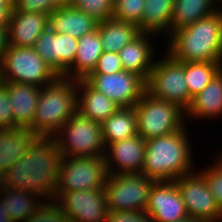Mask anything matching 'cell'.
Listing matches in <instances>:
<instances>
[{
	"label": "cell",
	"instance_id": "obj_22",
	"mask_svg": "<svg viewBox=\"0 0 222 222\" xmlns=\"http://www.w3.org/2000/svg\"><path fill=\"white\" fill-rule=\"evenodd\" d=\"M192 119H215L222 116V69L207 86L192 98L185 117Z\"/></svg>",
	"mask_w": 222,
	"mask_h": 222
},
{
	"label": "cell",
	"instance_id": "obj_6",
	"mask_svg": "<svg viewBox=\"0 0 222 222\" xmlns=\"http://www.w3.org/2000/svg\"><path fill=\"white\" fill-rule=\"evenodd\" d=\"M63 157L105 156L101 124L77 111L52 137Z\"/></svg>",
	"mask_w": 222,
	"mask_h": 222
},
{
	"label": "cell",
	"instance_id": "obj_2",
	"mask_svg": "<svg viewBox=\"0 0 222 222\" xmlns=\"http://www.w3.org/2000/svg\"><path fill=\"white\" fill-rule=\"evenodd\" d=\"M168 38L166 52L179 62H222V9Z\"/></svg>",
	"mask_w": 222,
	"mask_h": 222
},
{
	"label": "cell",
	"instance_id": "obj_46",
	"mask_svg": "<svg viewBox=\"0 0 222 222\" xmlns=\"http://www.w3.org/2000/svg\"><path fill=\"white\" fill-rule=\"evenodd\" d=\"M0 222H14L11 218H8L6 220H0Z\"/></svg>",
	"mask_w": 222,
	"mask_h": 222
},
{
	"label": "cell",
	"instance_id": "obj_34",
	"mask_svg": "<svg viewBox=\"0 0 222 222\" xmlns=\"http://www.w3.org/2000/svg\"><path fill=\"white\" fill-rule=\"evenodd\" d=\"M200 173L204 176L209 190L222 210V160L218 157L211 166L209 164L208 167L200 169Z\"/></svg>",
	"mask_w": 222,
	"mask_h": 222
},
{
	"label": "cell",
	"instance_id": "obj_18",
	"mask_svg": "<svg viewBox=\"0 0 222 222\" xmlns=\"http://www.w3.org/2000/svg\"><path fill=\"white\" fill-rule=\"evenodd\" d=\"M38 138L29 128L0 130V177L27 153Z\"/></svg>",
	"mask_w": 222,
	"mask_h": 222
},
{
	"label": "cell",
	"instance_id": "obj_14",
	"mask_svg": "<svg viewBox=\"0 0 222 222\" xmlns=\"http://www.w3.org/2000/svg\"><path fill=\"white\" fill-rule=\"evenodd\" d=\"M145 213L152 222H176L188 217L185 203L174 181L153 183Z\"/></svg>",
	"mask_w": 222,
	"mask_h": 222
},
{
	"label": "cell",
	"instance_id": "obj_47",
	"mask_svg": "<svg viewBox=\"0 0 222 222\" xmlns=\"http://www.w3.org/2000/svg\"><path fill=\"white\" fill-rule=\"evenodd\" d=\"M220 155H218V157L222 160V153H219Z\"/></svg>",
	"mask_w": 222,
	"mask_h": 222
},
{
	"label": "cell",
	"instance_id": "obj_28",
	"mask_svg": "<svg viewBox=\"0 0 222 222\" xmlns=\"http://www.w3.org/2000/svg\"><path fill=\"white\" fill-rule=\"evenodd\" d=\"M103 50L119 52L126 44L132 42L141 32L133 23L122 22L114 18L98 23Z\"/></svg>",
	"mask_w": 222,
	"mask_h": 222
},
{
	"label": "cell",
	"instance_id": "obj_31",
	"mask_svg": "<svg viewBox=\"0 0 222 222\" xmlns=\"http://www.w3.org/2000/svg\"><path fill=\"white\" fill-rule=\"evenodd\" d=\"M78 39L70 35L57 33V74L62 76L73 64Z\"/></svg>",
	"mask_w": 222,
	"mask_h": 222
},
{
	"label": "cell",
	"instance_id": "obj_36",
	"mask_svg": "<svg viewBox=\"0 0 222 222\" xmlns=\"http://www.w3.org/2000/svg\"><path fill=\"white\" fill-rule=\"evenodd\" d=\"M59 7L57 0H15L12 11L37 12L49 15Z\"/></svg>",
	"mask_w": 222,
	"mask_h": 222
},
{
	"label": "cell",
	"instance_id": "obj_39",
	"mask_svg": "<svg viewBox=\"0 0 222 222\" xmlns=\"http://www.w3.org/2000/svg\"><path fill=\"white\" fill-rule=\"evenodd\" d=\"M106 222H152L145 211H108Z\"/></svg>",
	"mask_w": 222,
	"mask_h": 222
},
{
	"label": "cell",
	"instance_id": "obj_25",
	"mask_svg": "<svg viewBox=\"0 0 222 222\" xmlns=\"http://www.w3.org/2000/svg\"><path fill=\"white\" fill-rule=\"evenodd\" d=\"M174 2L175 0H145L140 32L158 37L166 32L170 36Z\"/></svg>",
	"mask_w": 222,
	"mask_h": 222
},
{
	"label": "cell",
	"instance_id": "obj_1",
	"mask_svg": "<svg viewBox=\"0 0 222 222\" xmlns=\"http://www.w3.org/2000/svg\"><path fill=\"white\" fill-rule=\"evenodd\" d=\"M62 153L53 138L39 137L27 153L0 177V186L33 193L53 201Z\"/></svg>",
	"mask_w": 222,
	"mask_h": 222
},
{
	"label": "cell",
	"instance_id": "obj_35",
	"mask_svg": "<svg viewBox=\"0 0 222 222\" xmlns=\"http://www.w3.org/2000/svg\"><path fill=\"white\" fill-rule=\"evenodd\" d=\"M24 222H71L54 202H45L39 210Z\"/></svg>",
	"mask_w": 222,
	"mask_h": 222
},
{
	"label": "cell",
	"instance_id": "obj_38",
	"mask_svg": "<svg viewBox=\"0 0 222 222\" xmlns=\"http://www.w3.org/2000/svg\"><path fill=\"white\" fill-rule=\"evenodd\" d=\"M7 86L0 81V130L15 128Z\"/></svg>",
	"mask_w": 222,
	"mask_h": 222
},
{
	"label": "cell",
	"instance_id": "obj_33",
	"mask_svg": "<svg viewBox=\"0 0 222 222\" xmlns=\"http://www.w3.org/2000/svg\"><path fill=\"white\" fill-rule=\"evenodd\" d=\"M73 6L97 22L113 18V0H76Z\"/></svg>",
	"mask_w": 222,
	"mask_h": 222
},
{
	"label": "cell",
	"instance_id": "obj_41",
	"mask_svg": "<svg viewBox=\"0 0 222 222\" xmlns=\"http://www.w3.org/2000/svg\"><path fill=\"white\" fill-rule=\"evenodd\" d=\"M11 11L12 10L7 5L0 4V26H8Z\"/></svg>",
	"mask_w": 222,
	"mask_h": 222
},
{
	"label": "cell",
	"instance_id": "obj_43",
	"mask_svg": "<svg viewBox=\"0 0 222 222\" xmlns=\"http://www.w3.org/2000/svg\"><path fill=\"white\" fill-rule=\"evenodd\" d=\"M176 222H211V221H208L206 219H199V218H194V217H186L184 219H181L179 221H176Z\"/></svg>",
	"mask_w": 222,
	"mask_h": 222
},
{
	"label": "cell",
	"instance_id": "obj_44",
	"mask_svg": "<svg viewBox=\"0 0 222 222\" xmlns=\"http://www.w3.org/2000/svg\"><path fill=\"white\" fill-rule=\"evenodd\" d=\"M60 6H72L76 0H57Z\"/></svg>",
	"mask_w": 222,
	"mask_h": 222
},
{
	"label": "cell",
	"instance_id": "obj_29",
	"mask_svg": "<svg viewBox=\"0 0 222 222\" xmlns=\"http://www.w3.org/2000/svg\"><path fill=\"white\" fill-rule=\"evenodd\" d=\"M222 69V62H185V78L189 95L193 98Z\"/></svg>",
	"mask_w": 222,
	"mask_h": 222
},
{
	"label": "cell",
	"instance_id": "obj_27",
	"mask_svg": "<svg viewBox=\"0 0 222 222\" xmlns=\"http://www.w3.org/2000/svg\"><path fill=\"white\" fill-rule=\"evenodd\" d=\"M218 3V0H175L170 35L182 27L194 24L199 19L215 13L220 9Z\"/></svg>",
	"mask_w": 222,
	"mask_h": 222
},
{
	"label": "cell",
	"instance_id": "obj_45",
	"mask_svg": "<svg viewBox=\"0 0 222 222\" xmlns=\"http://www.w3.org/2000/svg\"><path fill=\"white\" fill-rule=\"evenodd\" d=\"M0 4H5L12 10L15 6V0H0Z\"/></svg>",
	"mask_w": 222,
	"mask_h": 222
},
{
	"label": "cell",
	"instance_id": "obj_40",
	"mask_svg": "<svg viewBox=\"0 0 222 222\" xmlns=\"http://www.w3.org/2000/svg\"><path fill=\"white\" fill-rule=\"evenodd\" d=\"M8 45V26H0V59Z\"/></svg>",
	"mask_w": 222,
	"mask_h": 222
},
{
	"label": "cell",
	"instance_id": "obj_17",
	"mask_svg": "<svg viewBox=\"0 0 222 222\" xmlns=\"http://www.w3.org/2000/svg\"><path fill=\"white\" fill-rule=\"evenodd\" d=\"M3 83L7 86L13 110V124L16 127L29 128L33 122L42 86L16 82Z\"/></svg>",
	"mask_w": 222,
	"mask_h": 222
},
{
	"label": "cell",
	"instance_id": "obj_15",
	"mask_svg": "<svg viewBox=\"0 0 222 222\" xmlns=\"http://www.w3.org/2000/svg\"><path fill=\"white\" fill-rule=\"evenodd\" d=\"M145 142L146 141L137 134L131 138L110 143L106 147L105 153L108 173H141L144 165Z\"/></svg>",
	"mask_w": 222,
	"mask_h": 222
},
{
	"label": "cell",
	"instance_id": "obj_21",
	"mask_svg": "<svg viewBox=\"0 0 222 222\" xmlns=\"http://www.w3.org/2000/svg\"><path fill=\"white\" fill-rule=\"evenodd\" d=\"M151 35L155 37L154 34L141 33L118 52L123 69L137 73L145 80L148 79L155 63L153 61L155 58L154 45L149 40Z\"/></svg>",
	"mask_w": 222,
	"mask_h": 222
},
{
	"label": "cell",
	"instance_id": "obj_8",
	"mask_svg": "<svg viewBox=\"0 0 222 222\" xmlns=\"http://www.w3.org/2000/svg\"><path fill=\"white\" fill-rule=\"evenodd\" d=\"M155 61L146 80V91L156 98L179 105L186 111L192 97L189 95L185 78V62H179L165 52Z\"/></svg>",
	"mask_w": 222,
	"mask_h": 222
},
{
	"label": "cell",
	"instance_id": "obj_37",
	"mask_svg": "<svg viewBox=\"0 0 222 222\" xmlns=\"http://www.w3.org/2000/svg\"><path fill=\"white\" fill-rule=\"evenodd\" d=\"M124 70L117 52L103 51L91 74H113Z\"/></svg>",
	"mask_w": 222,
	"mask_h": 222
},
{
	"label": "cell",
	"instance_id": "obj_5",
	"mask_svg": "<svg viewBox=\"0 0 222 222\" xmlns=\"http://www.w3.org/2000/svg\"><path fill=\"white\" fill-rule=\"evenodd\" d=\"M138 134L145 140L166 136L184 127L185 110L147 91L134 105Z\"/></svg>",
	"mask_w": 222,
	"mask_h": 222
},
{
	"label": "cell",
	"instance_id": "obj_24",
	"mask_svg": "<svg viewBox=\"0 0 222 222\" xmlns=\"http://www.w3.org/2000/svg\"><path fill=\"white\" fill-rule=\"evenodd\" d=\"M105 147L115 141L131 138L138 134L134 107H119L101 123Z\"/></svg>",
	"mask_w": 222,
	"mask_h": 222
},
{
	"label": "cell",
	"instance_id": "obj_12",
	"mask_svg": "<svg viewBox=\"0 0 222 222\" xmlns=\"http://www.w3.org/2000/svg\"><path fill=\"white\" fill-rule=\"evenodd\" d=\"M85 80L119 107H134L146 91V80L126 70L113 74H90Z\"/></svg>",
	"mask_w": 222,
	"mask_h": 222
},
{
	"label": "cell",
	"instance_id": "obj_10",
	"mask_svg": "<svg viewBox=\"0 0 222 222\" xmlns=\"http://www.w3.org/2000/svg\"><path fill=\"white\" fill-rule=\"evenodd\" d=\"M154 182L141 173L109 174L104 187L108 211H145Z\"/></svg>",
	"mask_w": 222,
	"mask_h": 222
},
{
	"label": "cell",
	"instance_id": "obj_11",
	"mask_svg": "<svg viewBox=\"0 0 222 222\" xmlns=\"http://www.w3.org/2000/svg\"><path fill=\"white\" fill-rule=\"evenodd\" d=\"M185 203L189 217L222 222V210L217 205L204 176L192 171L174 180Z\"/></svg>",
	"mask_w": 222,
	"mask_h": 222
},
{
	"label": "cell",
	"instance_id": "obj_16",
	"mask_svg": "<svg viewBox=\"0 0 222 222\" xmlns=\"http://www.w3.org/2000/svg\"><path fill=\"white\" fill-rule=\"evenodd\" d=\"M48 27V15L37 12L11 11L8 24V44L34 47L35 41Z\"/></svg>",
	"mask_w": 222,
	"mask_h": 222
},
{
	"label": "cell",
	"instance_id": "obj_26",
	"mask_svg": "<svg viewBox=\"0 0 222 222\" xmlns=\"http://www.w3.org/2000/svg\"><path fill=\"white\" fill-rule=\"evenodd\" d=\"M0 194L4 207L14 222L26 221L45 203L40 201L41 197L20 189L0 186Z\"/></svg>",
	"mask_w": 222,
	"mask_h": 222
},
{
	"label": "cell",
	"instance_id": "obj_9",
	"mask_svg": "<svg viewBox=\"0 0 222 222\" xmlns=\"http://www.w3.org/2000/svg\"><path fill=\"white\" fill-rule=\"evenodd\" d=\"M108 175L105 156L63 157L55 193L104 189Z\"/></svg>",
	"mask_w": 222,
	"mask_h": 222
},
{
	"label": "cell",
	"instance_id": "obj_19",
	"mask_svg": "<svg viewBox=\"0 0 222 222\" xmlns=\"http://www.w3.org/2000/svg\"><path fill=\"white\" fill-rule=\"evenodd\" d=\"M94 18L72 6H60L48 15V27L56 33L68 34L79 39L97 29Z\"/></svg>",
	"mask_w": 222,
	"mask_h": 222
},
{
	"label": "cell",
	"instance_id": "obj_7",
	"mask_svg": "<svg viewBox=\"0 0 222 222\" xmlns=\"http://www.w3.org/2000/svg\"><path fill=\"white\" fill-rule=\"evenodd\" d=\"M59 75L33 47L8 45L0 59V81L42 86L54 82Z\"/></svg>",
	"mask_w": 222,
	"mask_h": 222
},
{
	"label": "cell",
	"instance_id": "obj_20",
	"mask_svg": "<svg viewBox=\"0 0 222 222\" xmlns=\"http://www.w3.org/2000/svg\"><path fill=\"white\" fill-rule=\"evenodd\" d=\"M98 28L78 39L75 60L72 66L62 75L73 80L86 79L95 69L103 53Z\"/></svg>",
	"mask_w": 222,
	"mask_h": 222
},
{
	"label": "cell",
	"instance_id": "obj_3",
	"mask_svg": "<svg viewBox=\"0 0 222 222\" xmlns=\"http://www.w3.org/2000/svg\"><path fill=\"white\" fill-rule=\"evenodd\" d=\"M190 141L186 125L169 135L147 140L141 174L159 182L191 173L194 162Z\"/></svg>",
	"mask_w": 222,
	"mask_h": 222
},
{
	"label": "cell",
	"instance_id": "obj_4",
	"mask_svg": "<svg viewBox=\"0 0 222 222\" xmlns=\"http://www.w3.org/2000/svg\"><path fill=\"white\" fill-rule=\"evenodd\" d=\"M77 112V80L59 76L41 88L29 129L38 137L52 138Z\"/></svg>",
	"mask_w": 222,
	"mask_h": 222
},
{
	"label": "cell",
	"instance_id": "obj_30",
	"mask_svg": "<svg viewBox=\"0 0 222 222\" xmlns=\"http://www.w3.org/2000/svg\"><path fill=\"white\" fill-rule=\"evenodd\" d=\"M145 0H113V18L141 26Z\"/></svg>",
	"mask_w": 222,
	"mask_h": 222
},
{
	"label": "cell",
	"instance_id": "obj_13",
	"mask_svg": "<svg viewBox=\"0 0 222 222\" xmlns=\"http://www.w3.org/2000/svg\"><path fill=\"white\" fill-rule=\"evenodd\" d=\"M71 222H106L108 216L104 189L55 193L53 200Z\"/></svg>",
	"mask_w": 222,
	"mask_h": 222
},
{
	"label": "cell",
	"instance_id": "obj_32",
	"mask_svg": "<svg viewBox=\"0 0 222 222\" xmlns=\"http://www.w3.org/2000/svg\"><path fill=\"white\" fill-rule=\"evenodd\" d=\"M33 48L57 73V33L47 27L35 41Z\"/></svg>",
	"mask_w": 222,
	"mask_h": 222
},
{
	"label": "cell",
	"instance_id": "obj_42",
	"mask_svg": "<svg viewBox=\"0 0 222 222\" xmlns=\"http://www.w3.org/2000/svg\"><path fill=\"white\" fill-rule=\"evenodd\" d=\"M10 218L8 212L6 211L4 204H3V199L2 196L0 194V220H6Z\"/></svg>",
	"mask_w": 222,
	"mask_h": 222
},
{
	"label": "cell",
	"instance_id": "obj_23",
	"mask_svg": "<svg viewBox=\"0 0 222 222\" xmlns=\"http://www.w3.org/2000/svg\"><path fill=\"white\" fill-rule=\"evenodd\" d=\"M118 108L116 103L94 89L85 79L77 80V111L83 116L101 124Z\"/></svg>",
	"mask_w": 222,
	"mask_h": 222
}]
</instances>
